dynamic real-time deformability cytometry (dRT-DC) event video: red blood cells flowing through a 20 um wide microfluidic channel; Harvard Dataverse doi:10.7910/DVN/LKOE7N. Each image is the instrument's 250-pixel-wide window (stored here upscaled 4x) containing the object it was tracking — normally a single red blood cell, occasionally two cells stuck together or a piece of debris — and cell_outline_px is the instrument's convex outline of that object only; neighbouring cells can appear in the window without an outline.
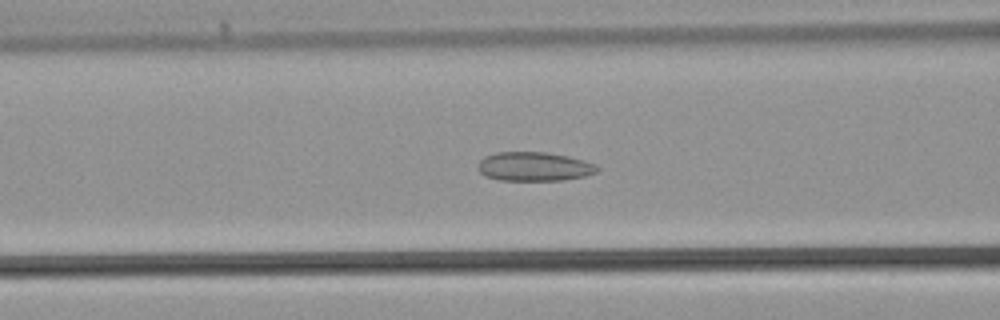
{"species": "common noctule bat (a hibernating species)", "species_latin": "Nyctalus noctula", "temperature_condition": "warm", "stored_images_in_passage": 38, "camera_frame_rate_fps": 3000, "um_per_image_px": 0.085, "animal": {"sex": "male", "body_mass_g": 21.5, "forearm_length_mm": 52.0}, "frame": {"image": 1, "passage_image": 13, "time_ms": 4.0, "image_size_px": [1000, 320], "cell_outline_px": [[600, 168], [596, 172], [584, 176], [564, 180], [500, 180], [484, 176], [480, 172], [480, 160], [484, 156], [496, 152], [544, 152], [568, 156], [584, 160], [596, 164]], "centroid_in_image_um": [45.42, 14.15], "position_along_channel_um": 121.2, "area_um2": 20.11}}
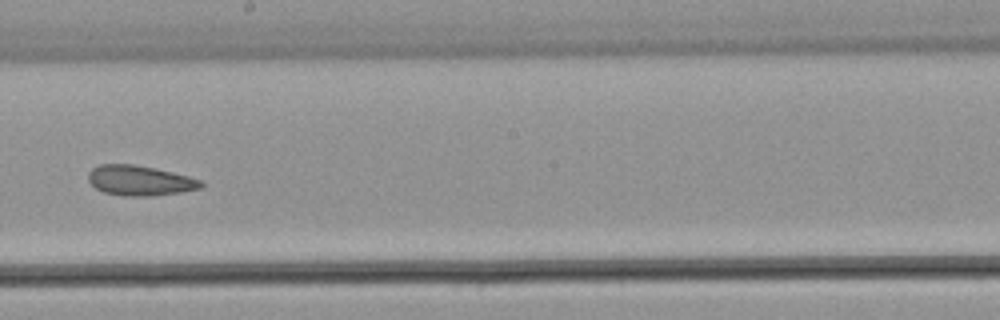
{"frame": {"image": 2, "passage_image": 20, "time_ms": 6.333, "image_size_px": [1000, 320], "cell_outline_px": [[204, 188], [180, 192], [152, 196], [120, 196], [104, 192], [96, 188], [88, 180], [88, 172], [92, 168], [100, 164], [132, 164], [156, 168], [188, 176], [200, 180], [204, 184]], "centroid_in_image_um": [11.89, 15.35], "position_along_channel_um": 236.3, "area_um2": 19.88}}
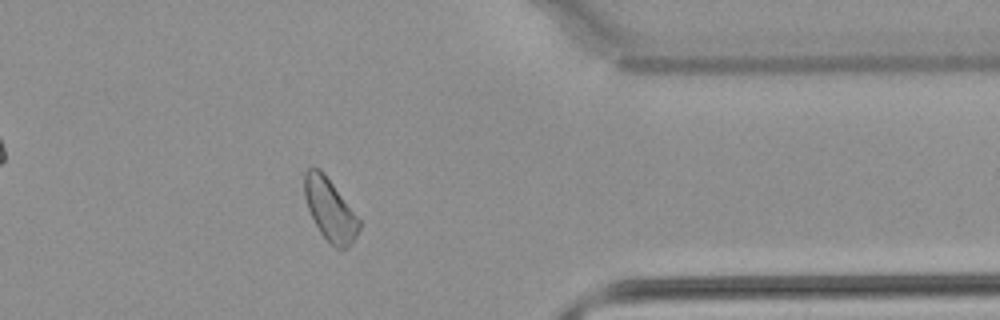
{"frame": {"image": 3, "passage_image": 30, "time_ms": 9.667, "image_size_px": [1000, 320], "cell_outline_px": [[360, 228], [352, 244], [344, 248], [336, 248], [320, 232], [308, 208], [304, 196], [304, 172], [308, 168], [320, 168], [324, 172], [360, 220]], "centroid_in_image_um": [28.04, 17.79], "position_along_channel_um": 383.4, "area_um2": 19.48}}